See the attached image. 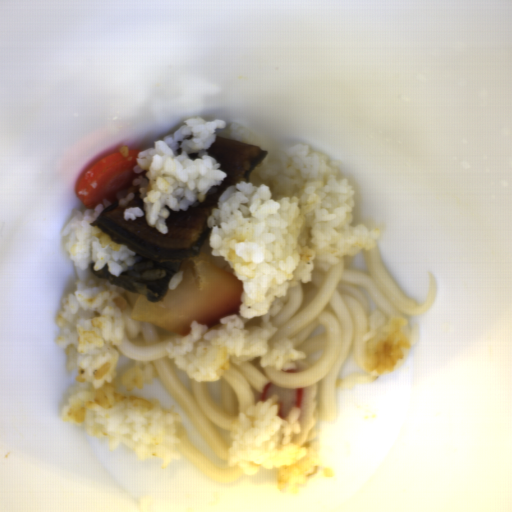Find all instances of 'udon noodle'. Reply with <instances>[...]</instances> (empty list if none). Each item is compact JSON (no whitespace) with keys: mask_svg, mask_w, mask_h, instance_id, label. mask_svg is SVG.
<instances>
[{"mask_svg":"<svg viewBox=\"0 0 512 512\" xmlns=\"http://www.w3.org/2000/svg\"><path fill=\"white\" fill-rule=\"evenodd\" d=\"M363 254L366 271L351 268L354 255L344 256L328 270L315 272L310 282L293 284L285 293L281 309L271 319L278 329L276 338L303 351L305 358L300 361L309 367L300 372H284L260 366L257 356L240 361L239 365L227 368L219 379L220 406L207 382L190 379L189 390L178 372L180 368L168 356V341L180 335L136 319L140 324L137 334L125 330L116 344L119 352L134 362H153L158 380L224 467L204 456L179 424L182 457L218 484L231 483L245 473L239 466L228 465L231 433L241 414L256 404L257 393H264L267 384L297 389L316 383L315 418L317 422L329 423L338 416V390L380 378L382 373L369 372L365 365L369 317L375 311L393 318L423 315L434 304L437 286L429 272L426 299L418 303L404 295L376 245ZM347 357L353 358L365 373L337 379Z\"/></svg>","mask_w":512,"mask_h":512,"instance_id":"1","label":"udon noodle"},{"mask_svg":"<svg viewBox=\"0 0 512 512\" xmlns=\"http://www.w3.org/2000/svg\"><path fill=\"white\" fill-rule=\"evenodd\" d=\"M220 325H221V323H218V324H216L215 326H213V327H211L209 329H211L212 331H217L220 328Z\"/></svg>","mask_w":512,"mask_h":512,"instance_id":"4","label":"udon noodle"},{"mask_svg":"<svg viewBox=\"0 0 512 512\" xmlns=\"http://www.w3.org/2000/svg\"><path fill=\"white\" fill-rule=\"evenodd\" d=\"M200 251H203L204 253H206L209 256V258L217 266H219L222 270H224L226 273H230V274L234 275L230 265L227 263V261L222 256H213V254H212V246L210 244L208 236L206 237L204 243L202 244V246L200 248Z\"/></svg>","mask_w":512,"mask_h":512,"instance_id":"2","label":"udon noodle"},{"mask_svg":"<svg viewBox=\"0 0 512 512\" xmlns=\"http://www.w3.org/2000/svg\"><path fill=\"white\" fill-rule=\"evenodd\" d=\"M139 296L140 295L135 294V293L125 289V291L123 293V299L130 305V314H131Z\"/></svg>","mask_w":512,"mask_h":512,"instance_id":"3","label":"udon noodle"}]
</instances>
